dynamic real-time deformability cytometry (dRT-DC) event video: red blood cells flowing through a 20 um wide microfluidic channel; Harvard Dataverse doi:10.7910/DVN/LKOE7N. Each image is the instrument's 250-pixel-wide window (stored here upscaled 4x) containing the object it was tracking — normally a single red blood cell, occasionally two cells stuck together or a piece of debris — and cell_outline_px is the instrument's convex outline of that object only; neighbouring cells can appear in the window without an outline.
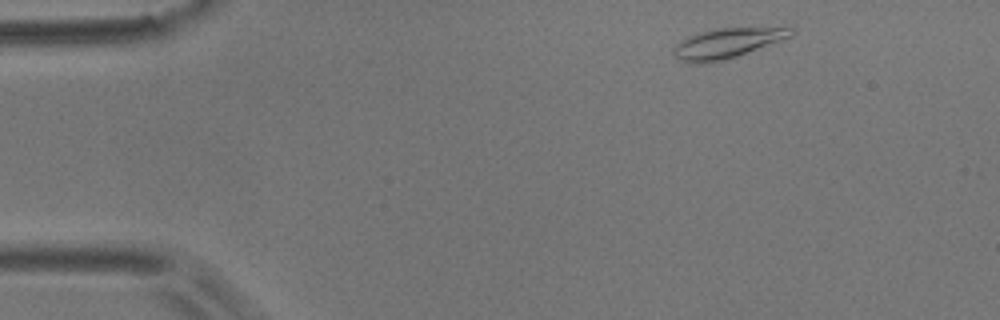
{"species": "common noctule bat (a hibernating species)", "species_latin": "Nyctalus noctula", "temperature_condition": "room temperature", "stored_images_in_passage": 50, "camera_frame_rate_fps": 3000, "um_per_image_px": 0.085, "animal": {"sex": "male", "body_mass_g": 17.9}, "frame": {"image": 1, "passage_image": 3, "time_ms": 0.667, "image_size_px": [1000, 320], "cell_outline_px": [[796, 32], [792, 36], [736, 56], [704, 64], [680, 60], [672, 52], [672, 48], [680, 40], [688, 36], [716, 28], [792, 28]], "centroid_in_image_um": [61.76, 3.66], "position_along_channel_um": 23.2, "area_um2": 20.0}}
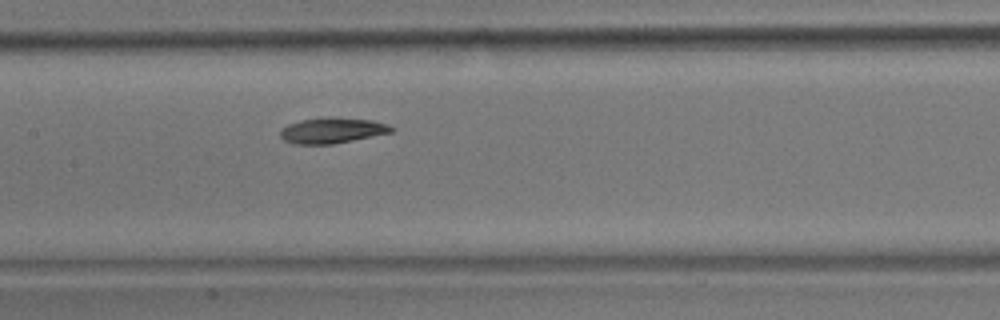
{"frame": {"image": 2, "passage_image": 22, "time_ms": 7.0, "image_size_px": [1000, 320], "cell_outline_px": [[396, 128], [392, 132], [332, 144], [296, 144], [284, 140], [280, 136], [280, 128], [288, 124], [300, 120], [324, 116], [332, 116], [372, 120], [388, 124]], "centroid_in_image_um": [28.22, 11.06], "position_along_channel_um": 179.2, "area_um2": 16.82}}
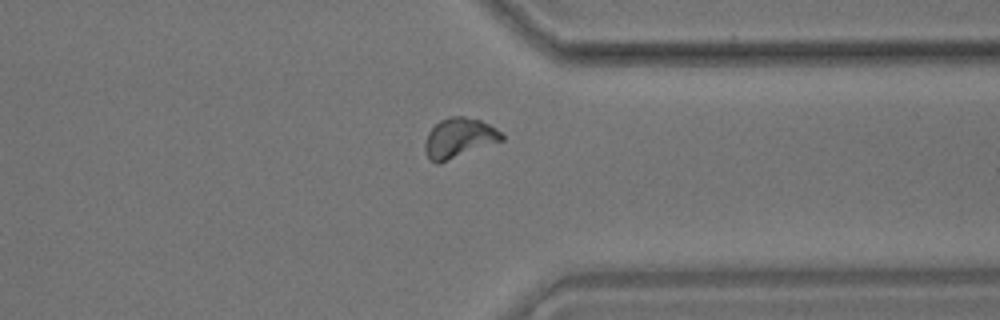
{"frame": {"image": 3, "passage_image": 38, "time_ms": 12.333, "image_size_px": [1000, 320], "cell_outline_px": [[504, 140], [440, 164], [436, 164], [428, 160], [424, 148], [424, 144], [428, 132], [440, 120], [452, 116], [464, 116], [480, 120], [496, 128], [504, 136]], "centroid_in_image_um": [39.0, 11.76], "position_along_channel_um": 372.4, "area_um2": 18.03}, "authors_computed_cell_mechanics": {"area_um2": 16.8198, "velocity_mm_per_s": 3.6717, "shape_relaxation_time_tau1_ms": 5.2381, "shape_relaxation_time_tau2_ms": 7.8947, "deformation_change_tau1": 0.1669, "deformation_change_tau2": 0.1165}}